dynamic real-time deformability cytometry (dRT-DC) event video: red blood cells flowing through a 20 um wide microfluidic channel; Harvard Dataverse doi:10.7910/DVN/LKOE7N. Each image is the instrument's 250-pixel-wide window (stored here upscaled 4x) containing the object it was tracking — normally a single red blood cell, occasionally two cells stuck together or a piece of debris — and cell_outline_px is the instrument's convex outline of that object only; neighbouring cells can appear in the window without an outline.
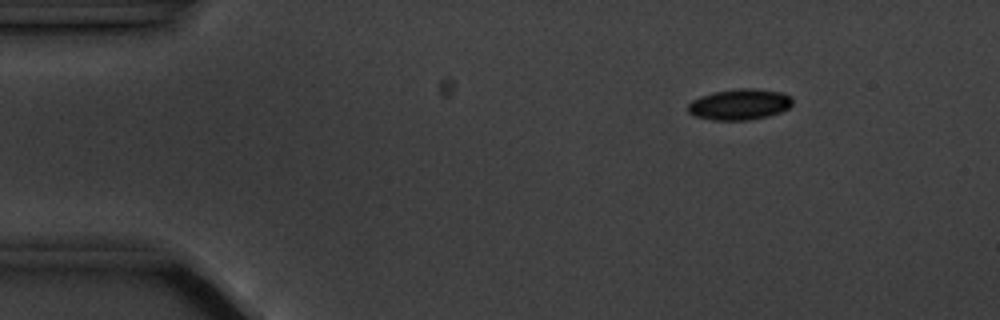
{"species": "common noctule bat (a hibernating species)", "species_latin": "Nyctalus noctula", "temperature_condition": "cold", "stored_images_in_passage": 5, "camera_frame_rate_fps": 3000, "um_per_image_px": 0.085, "animal": {"sex": "male", "body_mass_g": 20.1, "forearm_length_mm": 53.5}, "frame": {"image": 1, "passage_image": 1, "time_ms": 0.0, "image_size_px": [1000, 320], "cell_outline_px": [[792, 104], [788, 108], [780, 112], [768, 116], [748, 120], [712, 120], [696, 116], [688, 112], [688, 104], [692, 100], [700, 96], [712, 92], [740, 88], [756, 88], [784, 92], [792, 96]], "centroid_in_image_um": [62.88, 8.86], "position_along_channel_um": 22.1, "area_um2": 19.02}}
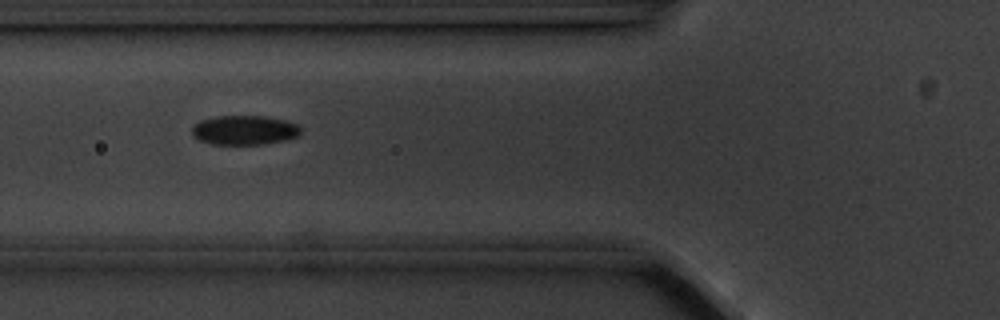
{"frame": {"image": 2, "passage_image": 4, "time_ms": 4.333, "image_size_px": [1000, 320], "cell_outline_px": [[300, 136], [284, 140], [264, 144], [212, 144], [200, 140], [192, 136], [192, 128], [200, 120], [216, 116], [264, 116], [284, 120], [296, 124], [300, 128]], "centroid_in_image_um": [20.77, 11.06], "position_along_channel_um": 105.0, "area_um2": 18.55}}
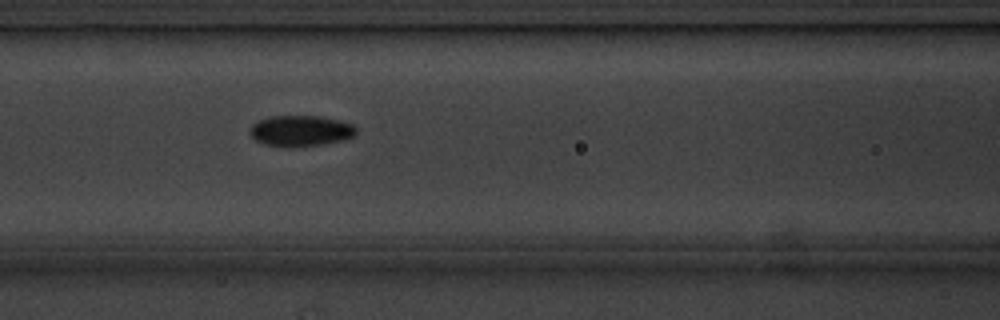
{"frame": {"image": 3, "passage_image": 5, "time_ms": 5.333, "image_size_px": [1000, 320], "cell_outline_px": [[356, 136], [344, 140], [320, 144], [264, 144], [256, 140], [248, 132], [248, 128], [252, 124], [260, 120], [272, 116], [320, 116], [352, 124], [356, 128]], "centroid_in_image_um": [25.57, 11.08], "position_along_channel_um": 141.0, "area_um2": 18.38}}